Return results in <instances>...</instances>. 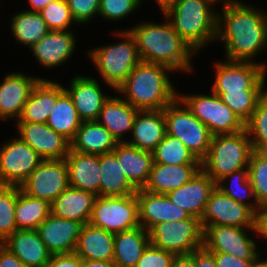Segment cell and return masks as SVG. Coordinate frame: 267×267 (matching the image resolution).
Returning <instances> with one entry per match:
<instances>
[{"mask_svg":"<svg viewBox=\"0 0 267 267\" xmlns=\"http://www.w3.org/2000/svg\"><path fill=\"white\" fill-rule=\"evenodd\" d=\"M253 5L242 0L219 9L216 43H224V59L258 62L267 50V11Z\"/></svg>","mask_w":267,"mask_h":267,"instance_id":"1","label":"cell"},{"mask_svg":"<svg viewBox=\"0 0 267 267\" xmlns=\"http://www.w3.org/2000/svg\"><path fill=\"white\" fill-rule=\"evenodd\" d=\"M163 22L144 21L118 30H128L135 39L141 61L169 67L174 72L196 71L192 59L198 54L173 29L164 16ZM165 19V20H164Z\"/></svg>","mask_w":267,"mask_h":267,"instance_id":"2","label":"cell"},{"mask_svg":"<svg viewBox=\"0 0 267 267\" xmlns=\"http://www.w3.org/2000/svg\"><path fill=\"white\" fill-rule=\"evenodd\" d=\"M167 66L141 61L115 93L139 110H161L178 98Z\"/></svg>","mask_w":267,"mask_h":267,"instance_id":"3","label":"cell"},{"mask_svg":"<svg viewBox=\"0 0 267 267\" xmlns=\"http://www.w3.org/2000/svg\"><path fill=\"white\" fill-rule=\"evenodd\" d=\"M217 10L209 0H176L161 14L198 54L216 43Z\"/></svg>","mask_w":267,"mask_h":267,"instance_id":"4","label":"cell"},{"mask_svg":"<svg viewBox=\"0 0 267 267\" xmlns=\"http://www.w3.org/2000/svg\"><path fill=\"white\" fill-rule=\"evenodd\" d=\"M111 34L118 37L120 42L109 43L90 48L86 54L98 70L103 85L114 92L141 62L135 39L128 30H113Z\"/></svg>","mask_w":267,"mask_h":267,"instance_id":"5","label":"cell"},{"mask_svg":"<svg viewBox=\"0 0 267 267\" xmlns=\"http://www.w3.org/2000/svg\"><path fill=\"white\" fill-rule=\"evenodd\" d=\"M252 152L246 129L234 134L215 135L201 168L217 183L232 172L248 168Z\"/></svg>","mask_w":267,"mask_h":267,"instance_id":"6","label":"cell"},{"mask_svg":"<svg viewBox=\"0 0 267 267\" xmlns=\"http://www.w3.org/2000/svg\"><path fill=\"white\" fill-rule=\"evenodd\" d=\"M167 134L178 138L202 162L210 148L212 133L186 105L177 98L164 109Z\"/></svg>","mask_w":267,"mask_h":267,"instance_id":"7","label":"cell"},{"mask_svg":"<svg viewBox=\"0 0 267 267\" xmlns=\"http://www.w3.org/2000/svg\"><path fill=\"white\" fill-rule=\"evenodd\" d=\"M210 93H180L178 98L205 124L213 136L234 134L245 129V123L216 95Z\"/></svg>","mask_w":267,"mask_h":267,"instance_id":"8","label":"cell"},{"mask_svg":"<svg viewBox=\"0 0 267 267\" xmlns=\"http://www.w3.org/2000/svg\"><path fill=\"white\" fill-rule=\"evenodd\" d=\"M213 92L267 90V64L263 61H223L213 63Z\"/></svg>","mask_w":267,"mask_h":267,"instance_id":"9","label":"cell"},{"mask_svg":"<svg viewBox=\"0 0 267 267\" xmlns=\"http://www.w3.org/2000/svg\"><path fill=\"white\" fill-rule=\"evenodd\" d=\"M88 223L113 234L139 227L136 194L96 196Z\"/></svg>","mask_w":267,"mask_h":267,"instance_id":"10","label":"cell"},{"mask_svg":"<svg viewBox=\"0 0 267 267\" xmlns=\"http://www.w3.org/2000/svg\"><path fill=\"white\" fill-rule=\"evenodd\" d=\"M255 236H258L256 227L210 225L204 229L203 246L213 253H226L243 260H256L263 254L262 251L260 253L259 244L253 239H258Z\"/></svg>","mask_w":267,"mask_h":267,"instance_id":"11","label":"cell"},{"mask_svg":"<svg viewBox=\"0 0 267 267\" xmlns=\"http://www.w3.org/2000/svg\"><path fill=\"white\" fill-rule=\"evenodd\" d=\"M203 227L200 219L190 216L185 220L165 221L150 231V243L176 255L190 254L203 246Z\"/></svg>","mask_w":267,"mask_h":267,"instance_id":"12","label":"cell"},{"mask_svg":"<svg viewBox=\"0 0 267 267\" xmlns=\"http://www.w3.org/2000/svg\"><path fill=\"white\" fill-rule=\"evenodd\" d=\"M42 161L40 155L17 135L4 140L0 144V185L20 186Z\"/></svg>","mask_w":267,"mask_h":267,"instance_id":"13","label":"cell"},{"mask_svg":"<svg viewBox=\"0 0 267 267\" xmlns=\"http://www.w3.org/2000/svg\"><path fill=\"white\" fill-rule=\"evenodd\" d=\"M69 186L67 163L61 159L43 160L19 187L28 196L51 204Z\"/></svg>","mask_w":267,"mask_h":267,"instance_id":"14","label":"cell"},{"mask_svg":"<svg viewBox=\"0 0 267 267\" xmlns=\"http://www.w3.org/2000/svg\"><path fill=\"white\" fill-rule=\"evenodd\" d=\"M200 222L203 230L210 225L256 227V214L248 206L235 201L216 187Z\"/></svg>","mask_w":267,"mask_h":267,"instance_id":"15","label":"cell"},{"mask_svg":"<svg viewBox=\"0 0 267 267\" xmlns=\"http://www.w3.org/2000/svg\"><path fill=\"white\" fill-rule=\"evenodd\" d=\"M0 82V121L20 118L33 87L40 79H48L21 71L5 74Z\"/></svg>","mask_w":267,"mask_h":267,"instance_id":"16","label":"cell"},{"mask_svg":"<svg viewBox=\"0 0 267 267\" xmlns=\"http://www.w3.org/2000/svg\"><path fill=\"white\" fill-rule=\"evenodd\" d=\"M18 137L26 142L43 160H61L68 156L70 142L46 123H14Z\"/></svg>","mask_w":267,"mask_h":267,"instance_id":"17","label":"cell"},{"mask_svg":"<svg viewBox=\"0 0 267 267\" xmlns=\"http://www.w3.org/2000/svg\"><path fill=\"white\" fill-rule=\"evenodd\" d=\"M75 30H50L41 40L29 48L36 62L45 69H55L69 62L77 48Z\"/></svg>","mask_w":267,"mask_h":267,"instance_id":"18","label":"cell"},{"mask_svg":"<svg viewBox=\"0 0 267 267\" xmlns=\"http://www.w3.org/2000/svg\"><path fill=\"white\" fill-rule=\"evenodd\" d=\"M100 83V84H99ZM98 79L84 75H74L69 86L64 87L68 92L80 119L84 121H97L103 104L110 98V94L103 93V87Z\"/></svg>","mask_w":267,"mask_h":267,"instance_id":"19","label":"cell"},{"mask_svg":"<svg viewBox=\"0 0 267 267\" xmlns=\"http://www.w3.org/2000/svg\"><path fill=\"white\" fill-rule=\"evenodd\" d=\"M84 224L54 216L52 213L38 228V234L51 255L74 253Z\"/></svg>","mask_w":267,"mask_h":267,"instance_id":"20","label":"cell"},{"mask_svg":"<svg viewBox=\"0 0 267 267\" xmlns=\"http://www.w3.org/2000/svg\"><path fill=\"white\" fill-rule=\"evenodd\" d=\"M139 223L148 232L165 221L185 220L190 214L173 204L166 194L152 193L138 189L137 193Z\"/></svg>","mask_w":267,"mask_h":267,"instance_id":"21","label":"cell"},{"mask_svg":"<svg viewBox=\"0 0 267 267\" xmlns=\"http://www.w3.org/2000/svg\"><path fill=\"white\" fill-rule=\"evenodd\" d=\"M216 182L201 168L183 186L168 192L170 201L187 211L190 216L201 219Z\"/></svg>","mask_w":267,"mask_h":267,"instance_id":"22","label":"cell"},{"mask_svg":"<svg viewBox=\"0 0 267 267\" xmlns=\"http://www.w3.org/2000/svg\"><path fill=\"white\" fill-rule=\"evenodd\" d=\"M166 133V119L163 109L139 110L133 123L131 135L126 142L143 151L153 152L164 139Z\"/></svg>","mask_w":267,"mask_h":267,"instance_id":"23","label":"cell"},{"mask_svg":"<svg viewBox=\"0 0 267 267\" xmlns=\"http://www.w3.org/2000/svg\"><path fill=\"white\" fill-rule=\"evenodd\" d=\"M138 111L139 109L125 101L119 94L111 95L103 104L97 121L111 133L117 142H126L129 139L128 135L129 137L131 135Z\"/></svg>","mask_w":267,"mask_h":267,"instance_id":"24","label":"cell"},{"mask_svg":"<svg viewBox=\"0 0 267 267\" xmlns=\"http://www.w3.org/2000/svg\"><path fill=\"white\" fill-rule=\"evenodd\" d=\"M3 244L25 267H46L51 258L37 230H16Z\"/></svg>","mask_w":267,"mask_h":267,"instance_id":"25","label":"cell"},{"mask_svg":"<svg viewBox=\"0 0 267 267\" xmlns=\"http://www.w3.org/2000/svg\"><path fill=\"white\" fill-rule=\"evenodd\" d=\"M65 161L69 185L100 196V156L70 149Z\"/></svg>","mask_w":267,"mask_h":267,"instance_id":"26","label":"cell"},{"mask_svg":"<svg viewBox=\"0 0 267 267\" xmlns=\"http://www.w3.org/2000/svg\"><path fill=\"white\" fill-rule=\"evenodd\" d=\"M112 152L116 155L128 180L137 189H143L154 163L153 153L138 149L127 142H118Z\"/></svg>","mask_w":267,"mask_h":267,"instance_id":"27","label":"cell"},{"mask_svg":"<svg viewBox=\"0 0 267 267\" xmlns=\"http://www.w3.org/2000/svg\"><path fill=\"white\" fill-rule=\"evenodd\" d=\"M58 99V81L40 79L33 87L16 122L47 123Z\"/></svg>","mask_w":267,"mask_h":267,"instance_id":"28","label":"cell"},{"mask_svg":"<svg viewBox=\"0 0 267 267\" xmlns=\"http://www.w3.org/2000/svg\"><path fill=\"white\" fill-rule=\"evenodd\" d=\"M201 169V164L165 165L153 163L149 179L143 190L167 194L187 182Z\"/></svg>","mask_w":267,"mask_h":267,"instance_id":"29","label":"cell"},{"mask_svg":"<svg viewBox=\"0 0 267 267\" xmlns=\"http://www.w3.org/2000/svg\"><path fill=\"white\" fill-rule=\"evenodd\" d=\"M95 199L94 193L69 186L51 203V213L59 218L87 224Z\"/></svg>","mask_w":267,"mask_h":267,"instance_id":"30","label":"cell"},{"mask_svg":"<svg viewBox=\"0 0 267 267\" xmlns=\"http://www.w3.org/2000/svg\"><path fill=\"white\" fill-rule=\"evenodd\" d=\"M117 141L98 121H84L70 142V149L92 155L112 152Z\"/></svg>","mask_w":267,"mask_h":267,"instance_id":"31","label":"cell"},{"mask_svg":"<svg viewBox=\"0 0 267 267\" xmlns=\"http://www.w3.org/2000/svg\"><path fill=\"white\" fill-rule=\"evenodd\" d=\"M75 253L83 260L112 261L114 234L89 223L84 224Z\"/></svg>","mask_w":267,"mask_h":267,"instance_id":"32","label":"cell"},{"mask_svg":"<svg viewBox=\"0 0 267 267\" xmlns=\"http://www.w3.org/2000/svg\"><path fill=\"white\" fill-rule=\"evenodd\" d=\"M149 244V232L142 226L114 234V263L118 267H136Z\"/></svg>","mask_w":267,"mask_h":267,"instance_id":"33","label":"cell"},{"mask_svg":"<svg viewBox=\"0 0 267 267\" xmlns=\"http://www.w3.org/2000/svg\"><path fill=\"white\" fill-rule=\"evenodd\" d=\"M64 86L58 82V99L46 124L71 142L83 121Z\"/></svg>","mask_w":267,"mask_h":267,"instance_id":"34","label":"cell"},{"mask_svg":"<svg viewBox=\"0 0 267 267\" xmlns=\"http://www.w3.org/2000/svg\"><path fill=\"white\" fill-rule=\"evenodd\" d=\"M100 196H127L138 189L128 180L113 152L100 155Z\"/></svg>","mask_w":267,"mask_h":267,"instance_id":"35","label":"cell"},{"mask_svg":"<svg viewBox=\"0 0 267 267\" xmlns=\"http://www.w3.org/2000/svg\"><path fill=\"white\" fill-rule=\"evenodd\" d=\"M11 20V21H10ZM10 33L16 44L30 48L41 40L50 30L39 12L25 9L16 11L9 19Z\"/></svg>","mask_w":267,"mask_h":267,"instance_id":"36","label":"cell"},{"mask_svg":"<svg viewBox=\"0 0 267 267\" xmlns=\"http://www.w3.org/2000/svg\"><path fill=\"white\" fill-rule=\"evenodd\" d=\"M51 214V204L44 199L28 196L17 186L15 220L17 230H36Z\"/></svg>","mask_w":267,"mask_h":267,"instance_id":"37","label":"cell"},{"mask_svg":"<svg viewBox=\"0 0 267 267\" xmlns=\"http://www.w3.org/2000/svg\"><path fill=\"white\" fill-rule=\"evenodd\" d=\"M216 187L235 201L248 206L257 214L260 206L248 176V168L226 175L216 183Z\"/></svg>","mask_w":267,"mask_h":267,"instance_id":"38","label":"cell"},{"mask_svg":"<svg viewBox=\"0 0 267 267\" xmlns=\"http://www.w3.org/2000/svg\"><path fill=\"white\" fill-rule=\"evenodd\" d=\"M152 153L154 163L157 164H201L178 138L167 133Z\"/></svg>","mask_w":267,"mask_h":267,"instance_id":"39","label":"cell"},{"mask_svg":"<svg viewBox=\"0 0 267 267\" xmlns=\"http://www.w3.org/2000/svg\"><path fill=\"white\" fill-rule=\"evenodd\" d=\"M267 90H242L235 92H214L221 100L244 122L246 123L259 99Z\"/></svg>","mask_w":267,"mask_h":267,"instance_id":"40","label":"cell"},{"mask_svg":"<svg viewBox=\"0 0 267 267\" xmlns=\"http://www.w3.org/2000/svg\"><path fill=\"white\" fill-rule=\"evenodd\" d=\"M17 186L0 185V242H4L17 230L15 208Z\"/></svg>","mask_w":267,"mask_h":267,"instance_id":"41","label":"cell"},{"mask_svg":"<svg viewBox=\"0 0 267 267\" xmlns=\"http://www.w3.org/2000/svg\"><path fill=\"white\" fill-rule=\"evenodd\" d=\"M245 129L252 144L253 151H257L267 143V91L259 99L256 109L245 123Z\"/></svg>","mask_w":267,"mask_h":267,"instance_id":"42","label":"cell"},{"mask_svg":"<svg viewBox=\"0 0 267 267\" xmlns=\"http://www.w3.org/2000/svg\"><path fill=\"white\" fill-rule=\"evenodd\" d=\"M49 30L66 31L73 30V24H78L73 19L70 8L66 0H53L45 6L40 12Z\"/></svg>","mask_w":267,"mask_h":267,"instance_id":"43","label":"cell"},{"mask_svg":"<svg viewBox=\"0 0 267 267\" xmlns=\"http://www.w3.org/2000/svg\"><path fill=\"white\" fill-rule=\"evenodd\" d=\"M248 176L259 206L267 204V158L253 151L248 165Z\"/></svg>","mask_w":267,"mask_h":267,"instance_id":"44","label":"cell"},{"mask_svg":"<svg viewBox=\"0 0 267 267\" xmlns=\"http://www.w3.org/2000/svg\"><path fill=\"white\" fill-rule=\"evenodd\" d=\"M143 0H100L98 17L102 20L119 22L129 18L140 9Z\"/></svg>","mask_w":267,"mask_h":267,"instance_id":"45","label":"cell"},{"mask_svg":"<svg viewBox=\"0 0 267 267\" xmlns=\"http://www.w3.org/2000/svg\"><path fill=\"white\" fill-rule=\"evenodd\" d=\"M73 19L80 26L91 23L97 18L100 7V0H66Z\"/></svg>","mask_w":267,"mask_h":267,"instance_id":"46","label":"cell"},{"mask_svg":"<svg viewBox=\"0 0 267 267\" xmlns=\"http://www.w3.org/2000/svg\"><path fill=\"white\" fill-rule=\"evenodd\" d=\"M175 253L154 247L151 243L142 253L136 267H171Z\"/></svg>","mask_w":267,"mask_h":267,"instance_id":"47","label":"cell"},{"mask_svg":"<svg viewBox=\"0 0 267 267\" xmlns=\"http://www.w3.org/2000/svg\"><path fill=\"white\" fill-rule=\"evenodd\" d=\"M46 267H83V259L75 252L70 254L51 255Z\"/></svg>","mask_w":267,"mask_h":267,"instance_id":"48","label":"cell"},{"mask_svg":"<svg viewBox=\"0 0 267 267\" xmlns=\"http://www.w3.org/2000/svg\"><path fill=\"white\" fill-rule=\"evenodd\" d=\"M217 267H251L255 260L239 259L231 254L214 253Z\"/></svg>","mask_w":267,"mask_h":267,"instance_id":"49","label":"cell"},{"mask_svg":"<svg viewBox=\"0 0 267 267\" xmlns=\"http://www.w3.org/2000/svg\"><path fill=\"white\" fill-rule=\"evenodd\" d=\"M194 259L196 267H217L214 253L207 250L204 246L190 253Z\"/></svg>","mask_w":267,"mask_h":267,"instance_id":"50","label":"cell"},{"mask_svg":"<svg viewBox=\"0 0 267 267\" xmlns=\"http://www.w3.org/2000/svg\"><path fill=\"white\" fill-rule=\"evenodd\" d=\"M256 229L258 238L267 241V204L260 206L256 214Z\"/></svg>","mask_w":267,"mask_h":267,"instance_id":"51","label":"cell"},{"mask_svg":"<svg viewBox=\"0 0 267 267\" xmlns=\"http://www.w3.org/2000/svg\"><path fill=\"white\" fill-rule=\"evenodd\" d=\"M0 267H25V265L7 248L0 251Z\"/></svg>","mask_w":267,"mask_h":267,"instance_id":"52","label":"cell"},{"mask_svg":"<svg viewBox=\"0 0 267 267\" xmlns=\"http://www.w3.org/2000/svg\"><path fill=\"white\" fill-rule=\"evenodd\" d=\"M171 267H196L194 259L190 254L176 255L172 261Z\"/></svg>","mask_w":267,"mask_h":267,"instance_id":"53","label":"cell"},{"mask_svg":"<svg viewBox=\"0 0 267 267\" xmlns=\"http://www.w3.org/2000/svg\"><path fill=\"white\" fill-rule=\"evenodd\" d=\"M52 1L53 0H27L29 7L26 8V11L40 12L45 6H47Z\"/></svg>","mask_w":267,"mask_h":267,"instance_id":"54","label":"cell"},{"mask_svg":"<svg viewBox=\"0 0 267 267\" xmlns=\"http://www.w3.org/2000/svg\"><path fill=\"white\" fill-rule=\"evenodd\" d=\"M83 267H118L114 261L83 260Z\"/></svg>","mask_w":267,"mask_h":267,"instance_id":"55","label":"cell"},{"mask_svg":"<svg viewBox=\"0 0 267 267\" xmlns=\"http://www.w3.org/2000/svg\"><path fill=\"white\" fill-rule=\"evenodd\" d=\"M214 6L222 4V7H225V6H229V5H233V4H236V3H239L241 2V0H209Z\"/></svg>","mask_w":267,"mask_h":267,"instance_id":"56","label":"cell"},{"mask_svg":"<svg viewBox=\"0 0 267 267\" xmlns=\"http://www.w3.org/2000/svg\"><path fill=\"white\" fill-rule=\"evenodd\" d=\"M158 8L162 12L166 7L170 6L172 3H174L176 0H155Z\"/></svg>","mask_w":267,"mask_h":267,"instance_id":"57","label":"cell"},{"mask_svg":"<svg viewBox=\"0 0 267 267\" xmlns=\"http://www.w3.org/2000/svg\"><path fill=\"white\" fill-rule=\"evenodd\" d=\"M251 267H267V258L259 256L253 263Z\"/></svg>","mask_w":267,"mask_h":267,"instance_id":"58","label":"cell"},{"mask_svg":"<svg viewBox=\"0 0 267 267\" xmlns=\"http://www.w3.org/2000/svg\"><path fill=\"white\" fill-rule=\"evenodd\" d=\"M262 156L267 158V143L262 145L258 150H257Z\"/></svg>","mask_w":267,"mask_h":267,"instance_id":"59","label":"cell"},{"mask_svg":"<svg viewBox=\"0 0 267 267\" xmlns=\"http://www.w3.org/2000/svg\"><path fill=\"white\" fill-rule=\"evenodd\" d=\"M4 247H5V246H4L3 242H0V251H1Z\"/></svg>","mask_w":267,"mask_h":267,"instance_id":"60","label":"cell"}]
</instances>
